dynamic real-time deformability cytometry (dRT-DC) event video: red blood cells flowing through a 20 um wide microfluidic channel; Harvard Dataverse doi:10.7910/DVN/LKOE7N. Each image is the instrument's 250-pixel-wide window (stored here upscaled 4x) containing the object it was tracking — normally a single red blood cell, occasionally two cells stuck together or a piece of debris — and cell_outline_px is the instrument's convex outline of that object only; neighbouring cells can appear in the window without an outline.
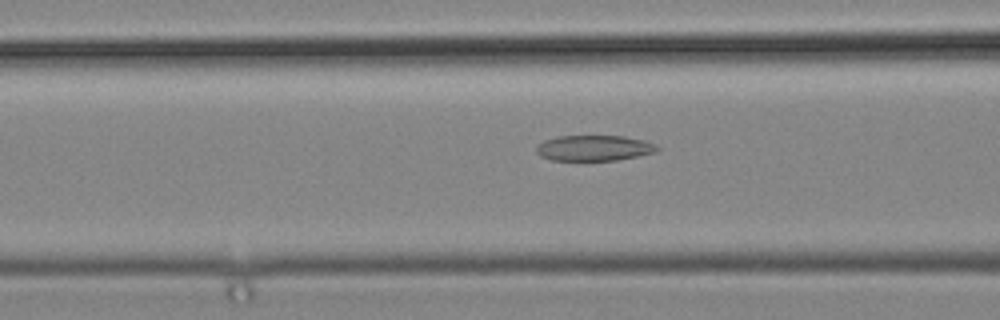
{"species": "common noctule bat (a hibernating species)", "species_latin": "Nyctalus noctula", "temperature_condition": "cold", "stored_images_in_passage": 50, "camera_frame_rate_fps": 3000, "um_per_image_px": 0.085, "animal": {"sex": "male", "body_mass_g": 19.2, "forearm_length_mm": 51.8}, "frame": {"image": 1, "passage_image": 20, "time_ms": 6.333, "image_size_px": [1000, 320], "cell_outline_px": [[660, 148], [656, 152], [616, 160], [552, 160], [540, 156], [536, 152], [536, 144], [544, 140], [556, 136], [624, 136], [644, 140]], "centroid_in_image_um": [50.44, 12.57], "position_along_channel_um": 116.2, "area_um2": 17.98}}
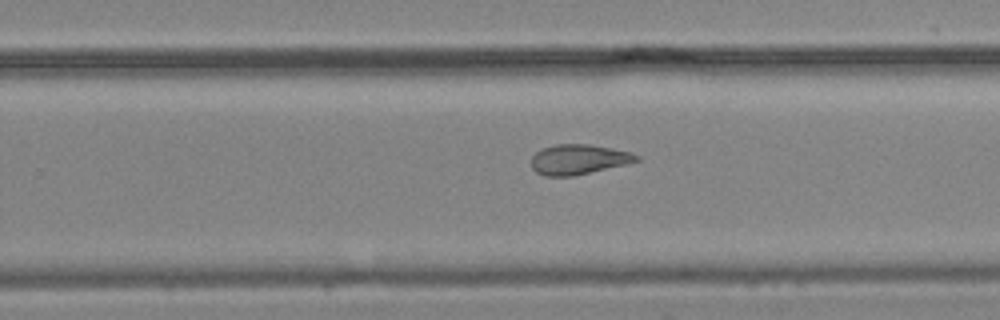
{"frame": {"image": 2, "passage_image": 32, "time_ms": 10.333, "image_size_px": [1000, 320], "cell_outline_px": [[640, 160], [628, 164], [572, 176], [544, 176], [536, 172], [532, 168], [532, 156], [536, 152], [544, 148], [556, 144], [588, 144], [612, 148], [632, 152], [640, 156]], "centroid_in_image_um": [49.21, 13.55], "position_along_channel_um": 280.6, "area_um2": 18.44}}
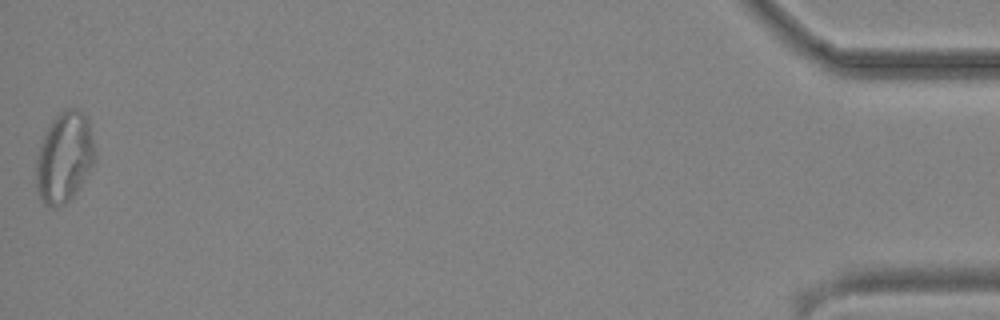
{"frame": {"image": 3, "passage_image": 50, "time_ms": 16.333, "image_size_px": [1000, 320], "cell_outline_px": [[96, 156], [88, 172], [76, 192], [64, 204], [56, 208], [52, 208], [44, 204], [36, 188], [36, 156], [44, 132], [52, 120], [64, 108], [76, 108], [84, 112], [88, 116]], "centroid_in_image_um": [5.45, 13.34], "position_along_channel_um": 429.7, "area_um2": 31.21}}